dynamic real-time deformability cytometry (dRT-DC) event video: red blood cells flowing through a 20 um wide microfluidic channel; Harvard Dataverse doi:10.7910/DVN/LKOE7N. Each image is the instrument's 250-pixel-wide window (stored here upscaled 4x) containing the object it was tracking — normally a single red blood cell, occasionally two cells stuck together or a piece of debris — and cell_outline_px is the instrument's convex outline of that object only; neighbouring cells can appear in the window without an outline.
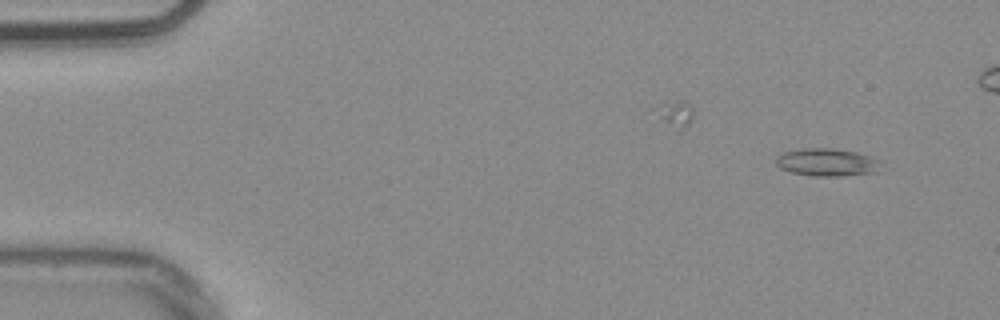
{"species": "common noctule bat (a hibernating species)", "species_latin": "Nyctalus noctula", "temperature_condition": "warm", "stored_images_in_passage": 49, "camera_frame_rate_fps": 3000, "um_per_image_px": 0.085, "animal": {"sex": "male", "body_mass_g": 20.4}, "frame": {"image": 1, "passage_image": 4, "time_ms": 1.0, "image_size_px": [1000, 320], "cell_outline_px": [[880, 160], [876, 172], [840, 176], [816, 176], [792, 172], [780, 168], [776, 164], [776, 156], [784, 152], [804, 148], [832, 148], [856, 152], [872, 156]], "centroid_in_image_um": [70.28, 13.78], "position_along_channel_um": 14.7, "area_um2": 16.82}}
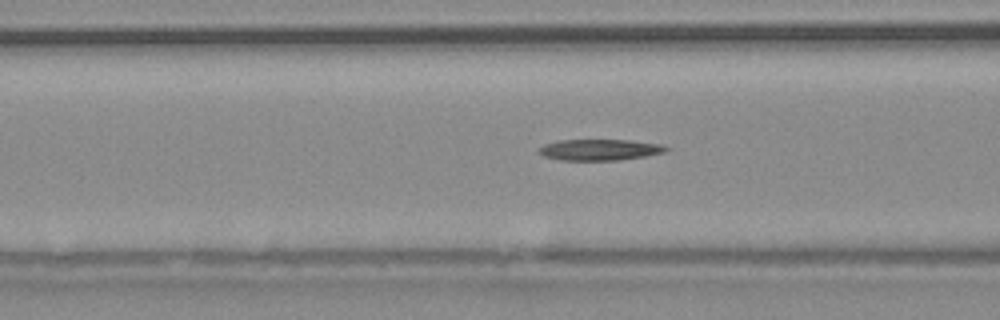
{"frame": {"image": 2, "passage_image": 21, "time_ms": 6.667, "image_size_px": [1000, 320], "cell_outline_px": [[672, 148], [664, 152], [644, 156], [616, 160], [560, 160], [544, 156], [536, 152], [544, 144], [560, 140], [628, 140], [660, 144]], "centroid_in_image_um": [50.96, 12.73], "position_along_channel_um": 115.6, "area_um2": 15.55}}
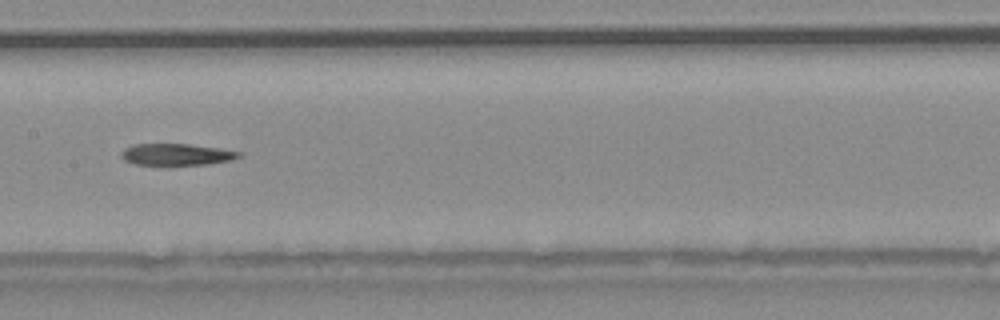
{"frame": {"image": 3, "passage_image": 27, "time_ms": 8.667, "image_size_px": [1000, 320], "cell_outline_px": [[244, 152], [240, 156], [232, 160], [208, 164], [136, 164], [124, 160], [120, 156], [120, 152], [124, 148], [132, 144], [188, 144], [220, 148]], "centroid_in_image_um": [15.01, 13.11], "position_along_channel_um": 192.4, "area_um2": 14.8}}